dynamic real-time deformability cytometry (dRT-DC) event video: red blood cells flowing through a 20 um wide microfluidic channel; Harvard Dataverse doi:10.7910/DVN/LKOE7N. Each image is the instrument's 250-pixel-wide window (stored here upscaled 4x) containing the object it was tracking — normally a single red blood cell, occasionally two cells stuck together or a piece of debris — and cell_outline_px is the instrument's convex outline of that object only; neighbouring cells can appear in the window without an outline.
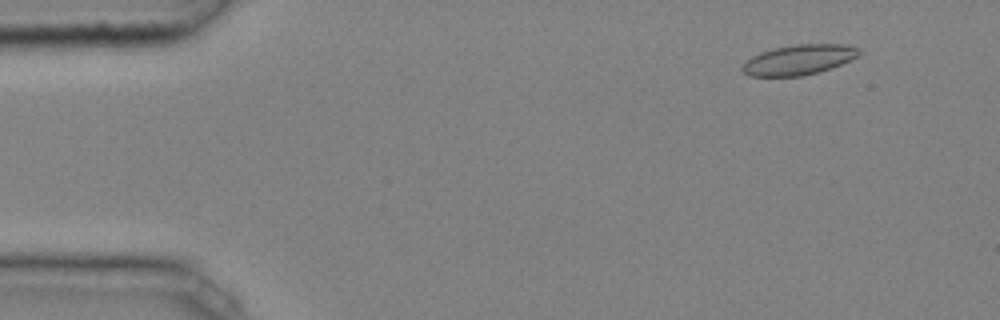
{"species": "common noctule bat (a hibernating species)", "species_latin": "Nyctalus noctula", "temperature_condition": "cold", "stored_images_in_passage": 43, "camera_frame_rate_fps": 3000, "um_per_image_px": 0.085, "animal": {"sex": "male", "body_mass_g": 20.4}, "frame": {"image": 1, "passage_image": 5, "time_ms": 1.333, "image_size_px": [1000, 320], "cell_outline_px": [[860, 52], [856, 56], [840, 64], [816, 72], [800, 76], [748, 76], [740, 68], [752, 56], [760, 52], [772, 48], [796, 44], [844, 44], [856, 48]], "centroid_in_image_um": [67.83, 5.07], "position_along_channel_um": 17.2, "area_um2": 20.06}}
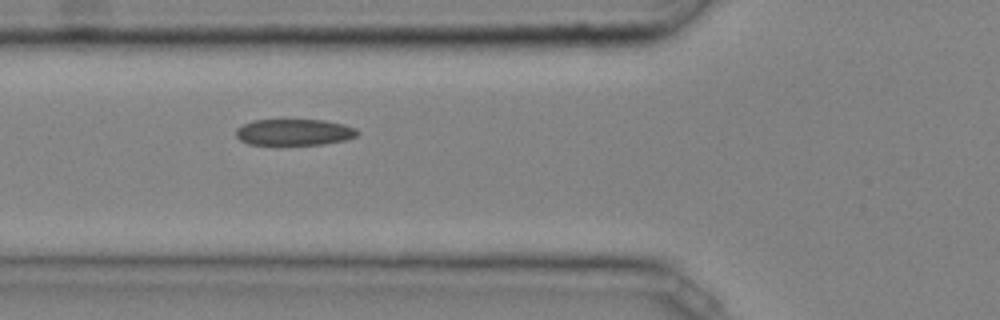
{"frame": {"image": 2, "passage_image": 18, "time_ms": 5.667, "image_size_px": [1000, 320], "cell_outline_px": [[360, 132], [356, 136], [344, 140], [324, 144], [248, 144], [240, 140], [236, 136], [236, 128], [252, 120], [324, 120], [344, 124], [356, 128]], "centroid_in_image_um": [25.01, 11.23], "position_along_channel_um": 100.8, "area_um2": 18.55}}
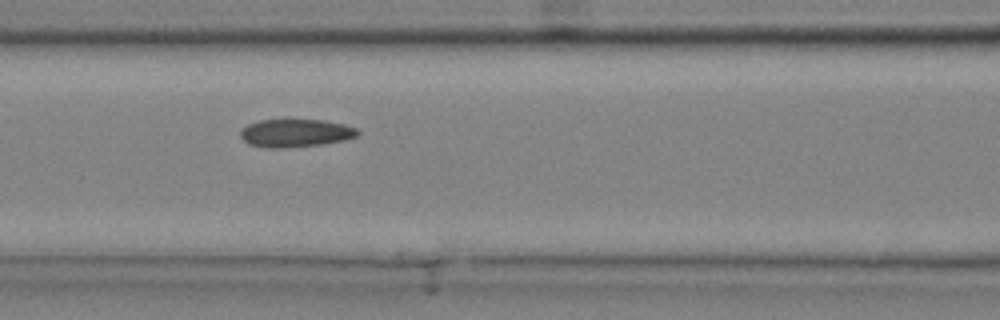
{"frame": {"image": 3, "passage_image": 21, "time_ms": 6.667, "image_size_px": [1000, 320], "cell_outline_px": [[360, 132], [356, 136], [344, 140], [320, 144], [284, 148], [268, 148], [248, 144], [240, 136], [240, 132], [248, 124], [260, 120], [324, 120], [344, 124], [356, 128]], "centroid_in_image_um": [25.11, 11.31], "position_along_channel_um": 141.5, "area_um2": 18.96}, "authors_computed_cell_mechanics": {"area_um2": 19.652, "velocity_mm_per_s": 4.0495, "shape_relaxation_time_tau1_ms": null, "shape_relaxation_time_tau2_ms": 2.7635, "deformation_change_tau1": null, "deformation_change_tau2": 0.0805}}